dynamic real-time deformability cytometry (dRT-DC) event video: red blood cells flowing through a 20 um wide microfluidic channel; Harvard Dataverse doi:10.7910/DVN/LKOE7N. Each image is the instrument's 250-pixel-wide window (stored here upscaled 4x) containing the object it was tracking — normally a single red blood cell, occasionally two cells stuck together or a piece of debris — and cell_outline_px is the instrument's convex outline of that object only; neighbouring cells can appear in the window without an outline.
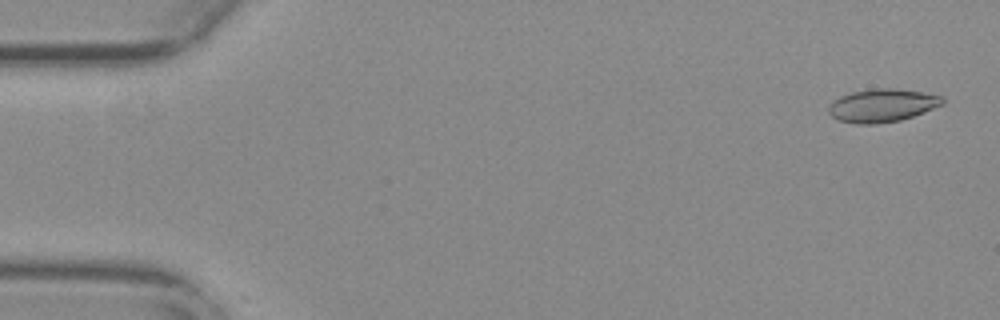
{"species": "common noctule bat (a hibernating species)", "species_latin": "Nyctalus noctula", "temperature_condition": "warm", "stored_images_in_passage": 23, "camera_frame_rate_fps": 3000, "um_per_image_px": 0.085, "animal": {"sex": "female", "body_mass_g": 29.2, "forearm_length_mm": 56.3}, "frame": {"image": 1, "passage_image": 2, "time_ms": 0.333, "image_size_px": [1000, 320], "cell_outline_px": [[944, 104], [924, 112], [900, 120], [876, 124], [856, 124], [836, 120], [828, 112], [828, 104], [832, 100], [840, 96], [852, 92], [876, 88], [896, 88], [924, 92], [944, 96]], "centroid_in_image_um": [74.97, 8.96], "position_along_channel_um": 10.0, "area_um2": 22.25}}
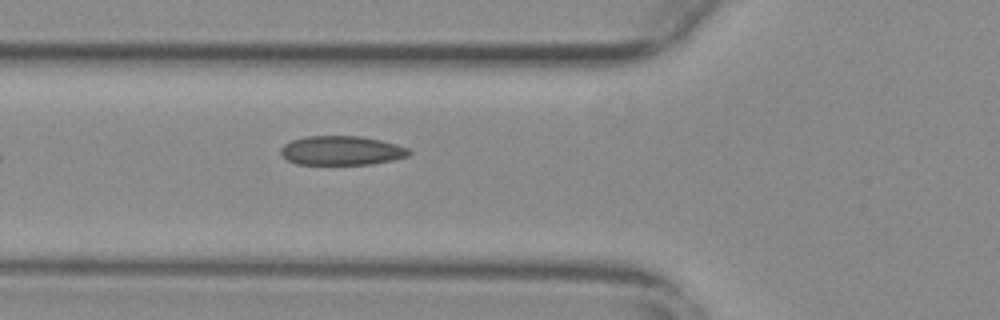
{"frame": {"image": 2, "passage_image": 20, "time_ms": 6.333, "image_size_px": [1000, 320], "cell_outline_px": [[412, 152], [408, 156], [392, 160], [372, 164], [296, 164], [288, 160], [280, 152], [280, 148], [284, 144], [292, 140], [304, 136], [360, 136], [380, 140], [396, 144], [408, 148]], "centroid_in_image_um": [29.03, 12.79], "position_along_channel_um": 96.8, "area_um2": 21.79}}
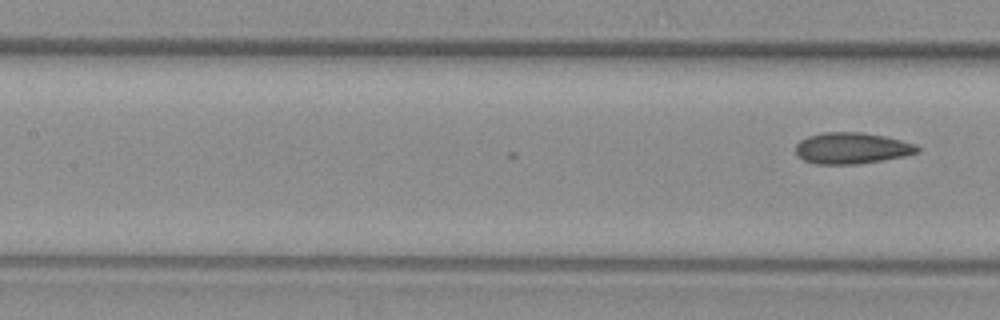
{"frame": {"image": 3, "passage_image": 23, "time_ms": 7.333, "image_size_px": [1000, 320], "cell_outline_px": [[920, 152], [904, 156], [856, 164], [816, 164], [804, 160], [796, 156], [796, 144], [800, 140], [808, 136], [824, 132], [860, 132], [884, 136], [916, 144], [920, 148]], "centroid_in_image_um": [72.38, 12.59], "position_along_channel_um": 135.0, "area_um2": 22.14}}